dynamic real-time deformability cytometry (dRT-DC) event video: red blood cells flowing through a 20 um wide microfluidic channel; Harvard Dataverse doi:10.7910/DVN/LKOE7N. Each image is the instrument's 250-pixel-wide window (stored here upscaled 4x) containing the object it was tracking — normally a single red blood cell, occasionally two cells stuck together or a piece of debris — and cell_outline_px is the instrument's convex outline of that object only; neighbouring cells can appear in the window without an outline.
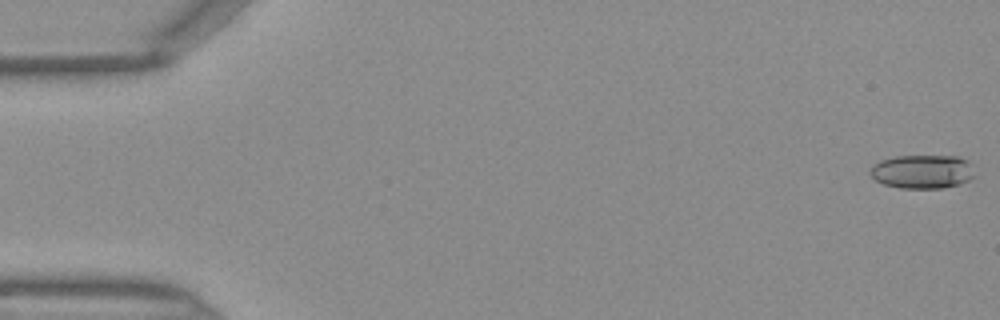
{"species": "Egyptian fruit bat (a non-hibernating species)", "species_latin": "Rousettus aegyptiacus", "temperature_condition": "warm", "stored_images_in_passage": 47, "camera_frame_rate_fps": 3000, "um_per_image_px": 0.085, "frame": {"image": 1, "passage_image": 1, "time_ms": 0.0, "image_size_px": [1000, 320], "cell_outline_px": [[976, 176], [960, 184], [944, 188], [900, 188], [884, 184], [876, 180], [868, 172], [872, 164], [880, 160], [896, 156], [960, 156], [968, 160], [972, 164]], "centroid_in_image_um": [78.43, 14.58], "position_along_channel_um": 6.6, "area_um2": 20.92}}
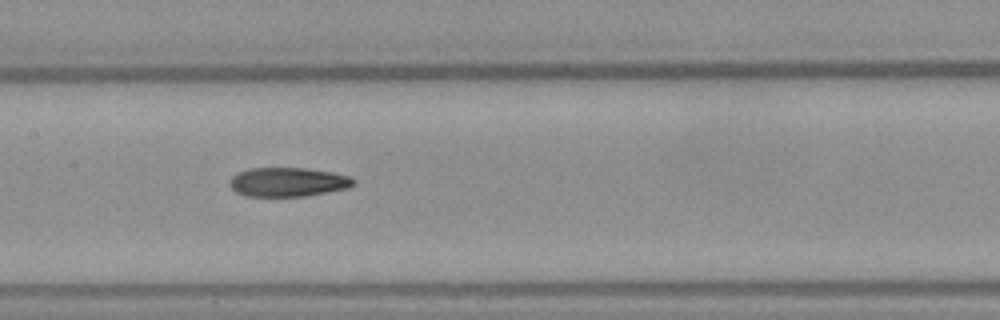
{"frame": {"image": 2, "passage_image": 23, "time_ms": 7.333, "image_size_px": [1000, 320], "cell_outline_px": [[356, 184], [348, 188], [328, 192], [304, 196], [244, 196], [236, 192], [228, 184], [228, 180], [232, 176], [248, 168], [304, 168], [332, 172], [352, 176], [356, 180]], "centroid_in_image_um": [24.49, 15.47], "position_along_channel_um": 182.9, "area_um2": 21.21}}
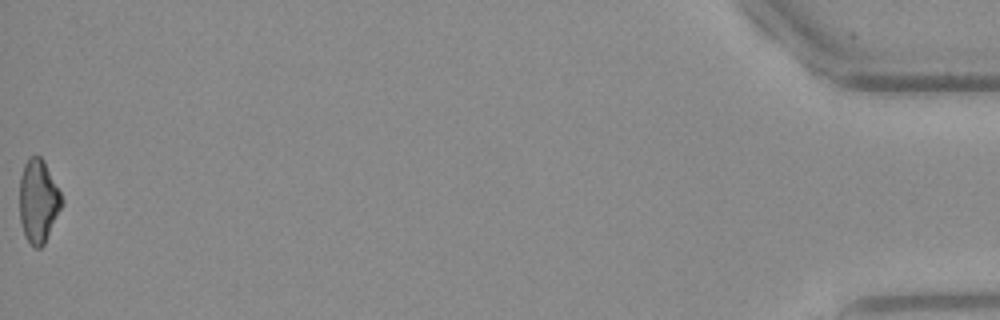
{"frame": {"image": 3, "passage_image": 47, "time_ms": 15.333, "image_size_px": [1000, 320], "cell_outline_px": [[64, 204], [44, 244], [40, 248], [36, 248], [28, 240], [24, 232], [20, 220], [20, 176], [24, 164], [32, 156], [40, 156], [44, 160], [64, 200]], "centroid_in_image_um": [3.28, 17.09], "position_along_channel_um": 431.9, "area_um2": 20.35}}